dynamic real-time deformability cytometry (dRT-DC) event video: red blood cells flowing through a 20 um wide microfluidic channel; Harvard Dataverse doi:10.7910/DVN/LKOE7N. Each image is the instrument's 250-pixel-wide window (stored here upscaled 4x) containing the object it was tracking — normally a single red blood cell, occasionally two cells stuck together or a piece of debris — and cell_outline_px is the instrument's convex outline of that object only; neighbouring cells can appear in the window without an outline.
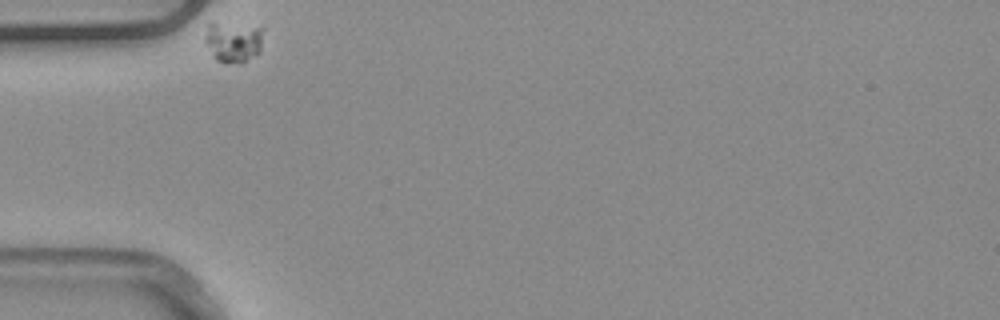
{"species": "common noctule bat (a hibernating species)", "species_latin": "Nyctalus noctula", "temperature_condition": "warm", "stored_images_in_passage": 33, "camera_frame_rate_fps": 3000, "um_per_image_px": 0.085, "animal": {"sex": "male", "body_mass_g": 20.4}, "frame": {"image": 1, "passage_image": 1, "time_ms": 0.0, "image_size_px": [1000, 320], "cell_outline_px": [[264, 28], [260, 52], [240, 64], [224, 64], [216, 60], [212, 56], [204, 40], [204, 24], [264, 24]], "centroid_in_image_um": [19.85, 3.54], "position_along_channel_um": 65.1, "area_um2": 14.57}}
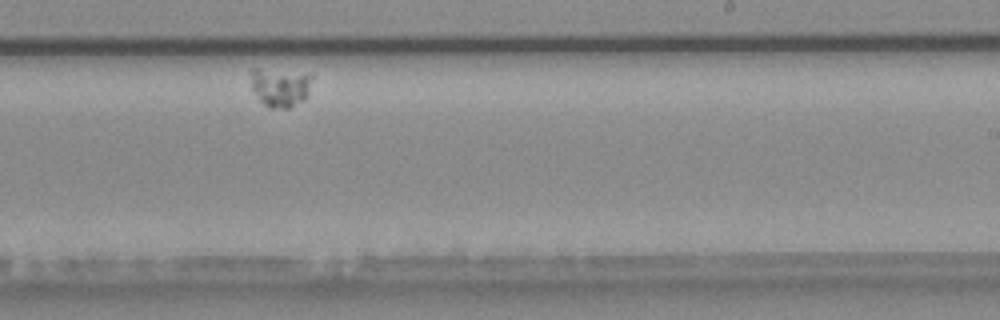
{"frame": {"image": 2, "passage_image": 22, "time_ms": 7.0, "image_size_px": [1000, 320], "cell_outline_px": [[312, 76], [308, 92], [304, 100], [288, 108], [268, 108], [260, 100], [252, 88], [252, 68], [256, 68]], "centroid_in_image_um": [23.79, 7.45], "position_along_channel_um": 265.2, "area_um2": 13.18}}
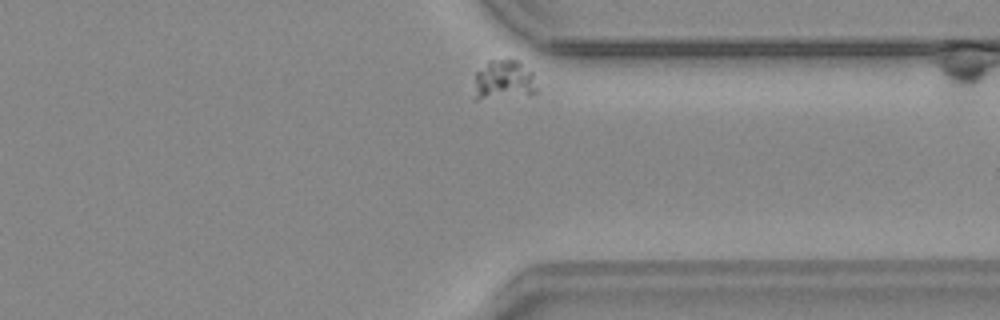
{"frame": {"image": 3, "passage_image": 32, "time_ms": 10.333, "image_size_px": [1000, 320], "cell_outline_px": [[536, 92], [476, 100], [476, 72], [488, 60], [520, 60], [532, 72], [536, 88]], "centroid_in_image_um": [42.82, 6.75], "position_along_channel_um": 368.6, "area_um2": 13.99}}